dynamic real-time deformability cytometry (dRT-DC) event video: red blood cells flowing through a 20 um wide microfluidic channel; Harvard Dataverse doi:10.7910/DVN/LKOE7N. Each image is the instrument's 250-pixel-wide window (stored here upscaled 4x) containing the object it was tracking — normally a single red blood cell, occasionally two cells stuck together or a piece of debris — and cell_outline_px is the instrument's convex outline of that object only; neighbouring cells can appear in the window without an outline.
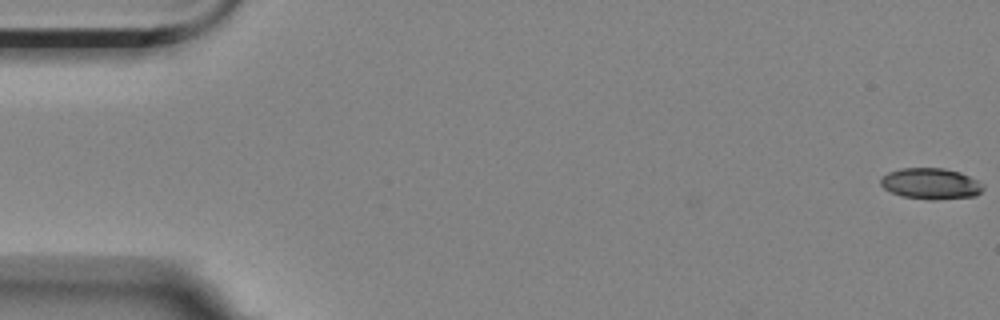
{"species": "Egyptian fruit bat (a non-hibernating species)", "species_latin": "Rousettus aegyptiacus", "temperature_condition": "room temperature", "stored_images_in_passage": 3, "camera_frame_rate_fps": 3000, "um_per_image_px": 0.085, "animal": {"sex": "female"}, "frame": {"image": 1, "passage_image": 3, "time_ms": 0.667, "image_size_px": [1000, 320], "cell_outline_px": [[984, 188], [976, 196], [932, 200], [900, 196], [884, 188], [880, 184], [880, 176], [888, 172], [900, 168], [944, 168], [960, 172], [976, 180]], "centroid_in_image_um": [79.07, 15.61], "position_along_channel_um": 5.9, "area_um2": 18.55}}